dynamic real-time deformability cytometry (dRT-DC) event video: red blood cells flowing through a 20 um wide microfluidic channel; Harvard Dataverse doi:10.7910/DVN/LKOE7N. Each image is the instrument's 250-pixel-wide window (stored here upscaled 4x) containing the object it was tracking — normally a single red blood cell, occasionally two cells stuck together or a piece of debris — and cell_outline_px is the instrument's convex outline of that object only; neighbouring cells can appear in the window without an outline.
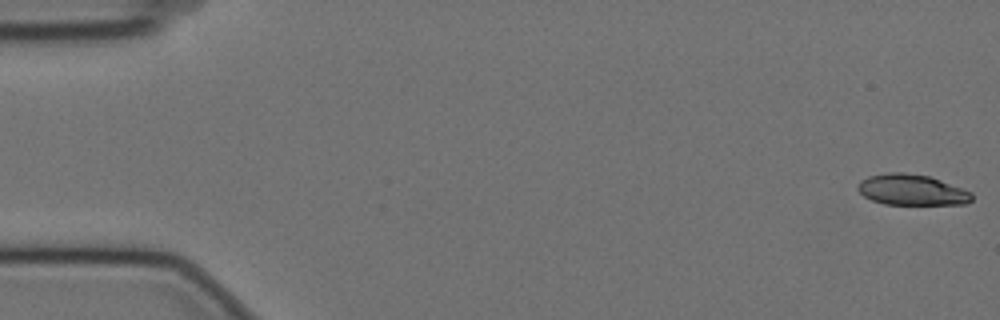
{"species": "Egyptian fruit bat (a non-hibernating species)", "species_latin": "Rousettus aegyptiacus", "temperature_condition": "cold", "stored_images_in_passage": 58, "segment_of_instrument_passage": [1, 2], "camera_frame_rate_fps": 3000, "um_per_image_px": 0.085, "animal": {"sex": "female"}, "frame": {"image": 1, "passage_image": 1, "time_ms": 0.0, "image_size_px": [1000, 320], "cell_outline_px": [[972, 200], [968, 204], [884, 204], [872, 200], [864, 196], [856, 188], [860, 180], [868, 176], [888, 172], [904, 172], [928, 176], [940, 180], [972, 192]], "centroid_in_image_um": [77.48, 16.13], "position_along_channel_um": 7.5, "area_um2": 20.46}}
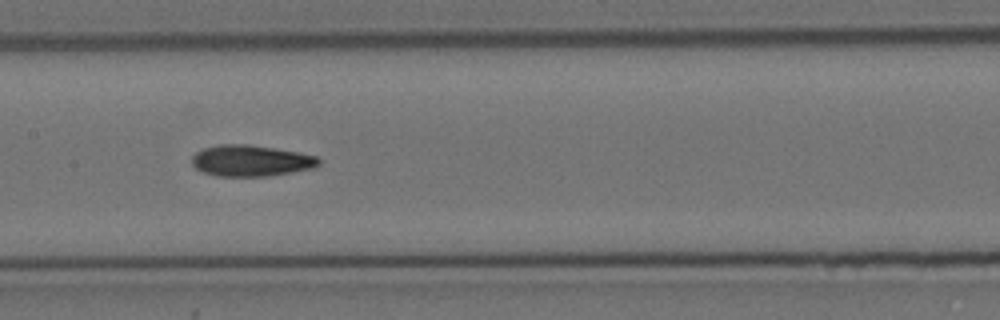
{"frame": {"image": 2, "passage_image": 28, "time_ms": 9.0, "image_size_px": [1000, 320], "cell_outline_px": [[320, 164], [312, 168], [292, 172], [268, 176], [216, 176], [204, 172], [196, 168], [192, 164], [192, 156], [196, 152], [204, 148], [220, 144], [248, 144], [300, 152], [316, 156], [320, 160]], "centroid_in_image_um": [21.33, 13.65], "position_along_channel_um": 186.1, "area_um2": 23.06}}
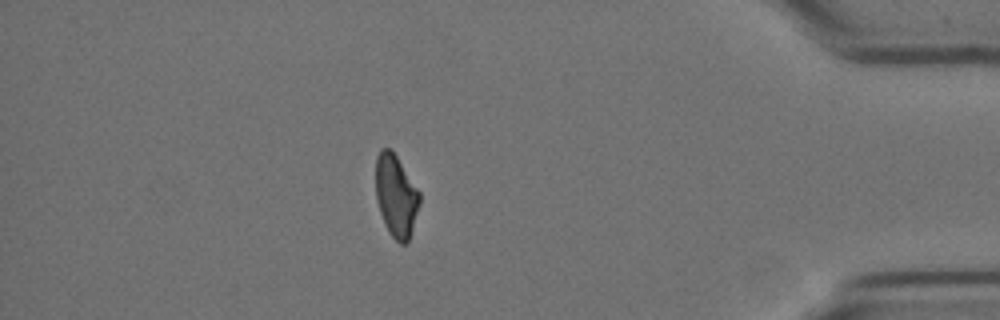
{"frame": {"image": 3, "passage_image": 50, "time_ms": 16.333, "image_size_px": [1000, 320], "cell_outline_px": [[420, 204], [408, 240], [404, 244], [400, 244], [388, 232], [384, 224], [376, 200], [376, 156], [380, 148], [388, 148], [396, 156], [420, 192]], "centroid_in_image_um": [33.65, 16.65], "position_along_channel_um": 401.6, "area_um2": 20.87}}